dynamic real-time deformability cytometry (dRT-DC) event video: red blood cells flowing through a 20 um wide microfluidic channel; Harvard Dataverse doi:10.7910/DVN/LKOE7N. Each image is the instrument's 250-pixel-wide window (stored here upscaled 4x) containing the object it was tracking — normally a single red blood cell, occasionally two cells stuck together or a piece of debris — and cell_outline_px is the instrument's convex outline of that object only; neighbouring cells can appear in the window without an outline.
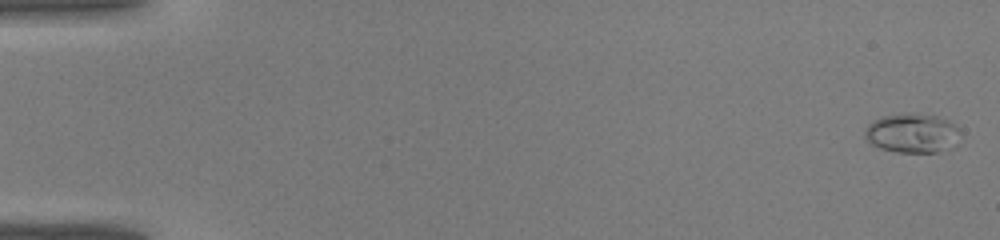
{"species": "common noctule bat (a hibernating species)", "species_latin": "Nyctalus noctula", "temperature_condition": "warm", "stored_images_in_passage": 43, "camera_frame_rate_fps": 3000, "um_per_image_px": 0.085, "animal": {"sex": "male", "body_mass_g": 19.0, "forearm_length_mm": 50.8}, "frame": {"image": 1, "passage_image": 1, "time_ms": 0.0, "image_size_px": [1000, 240], "cell_outline_px": [[956, 128], [936, 152], [900, 152], [880, 148], [872, 144], [864, 136], [864, 132], [868, 124], [884, 116], [936, 116], [952, 124]], "centroid_in_image_um": [77.27, 11.33], "position_along_channel_um": 7.7, "area_um2": 19.31}}
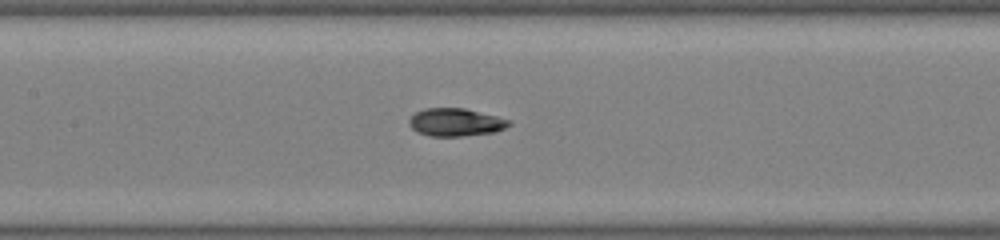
{"frame": {"image": 2, "passage_image": 21, "time_ms": 6.667, "image_size_px": [1000, 240], "cell_outline_px": [[512, 124], [496, 132], [460, 136], [432, 136], [420, 132], [412, 128], [408, 124], [408, 120], [416, 112], [424, 108], [464, 108], [512, 120]], "centroid_in_image_um": [38.75, 10.38], "position_along_channel_um": 168.6, "area_um2": 16.13}}
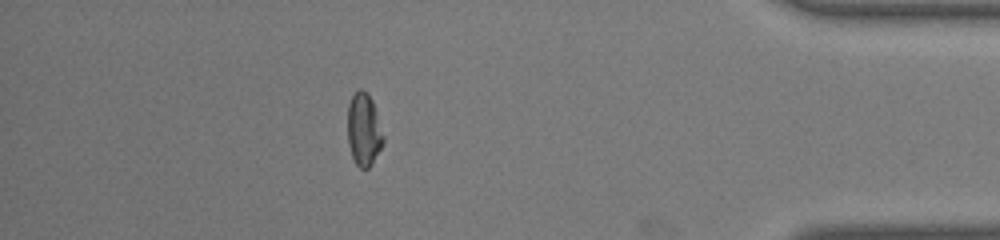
{"frame": {"image": 3, "passage_image": 38, "time_ms": 12.333, "image_size_px": [1000, 240], "cell_outline_px": [[384, 140], [372, 164], [368, 168], [360, 168], [356, 164], [352, 156], [348, 144], [348, 104], [352, 96], [360, 88], [368, 92], [372, 100], [384, 136]], "centroid_in_image_um": [30.92, 11.01], "position_along_channel_um": 404.3, "area_um2": 15.03}}